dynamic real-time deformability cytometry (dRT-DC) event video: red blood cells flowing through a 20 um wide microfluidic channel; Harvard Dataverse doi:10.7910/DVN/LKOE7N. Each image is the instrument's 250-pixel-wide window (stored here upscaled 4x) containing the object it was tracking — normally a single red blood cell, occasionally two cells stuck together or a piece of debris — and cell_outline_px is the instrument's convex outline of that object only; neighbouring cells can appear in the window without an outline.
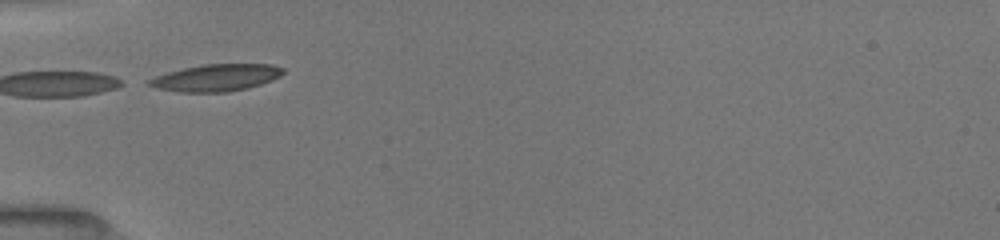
{"species": "common noctule bat (a hibernating species)", "species_latin": "Nyctalus noctula", "temperature_condition": "room temperature", "stored_images_in_passage": 18, "camera_frame_rate_fps": 3000, "um_per_image_px": 0.085, "animal": {"sex": "female", "body_mass_g": 19.5, "forearm_length_mm": 54.1}, "frame": {"image": 1, "passage_image": 7, "time_ms": 2.667, "image_size_px": [1000, 240], "cell_outline_px": [[284, 72], [280, 76], [272, 80], [260, 84], [228, 92], [180, 92], [156, 88], [148, 84], [148, 80], [156, 76], [168, 72], [184, 68], [204, 64], [272, 64], [284, 68]], "centroid_in_image_um": [18.39, 6.6], "position_along_channel_um": 66.6, "area_um2": 20.87}}
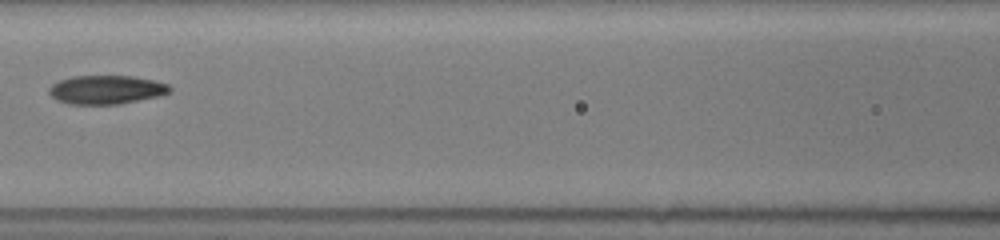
{"frame": {"image": 2, "passage_image": 12, "time_ms": 5.0, "image_size_px": [1000, 240], "cell_outline_px": [[172, 92], [160, 96], [120, 104], [68, 104], [56, 100], [48, 92], [48, 88], [52, 84], [60, 80], [72, 76], [132, 76], [152, 80], [168, 84], [172, 88]], "centroid_in_image_um": [9.04, 7.63], "position_along_channel_um": 157.6, "area_um2": 20.35}}
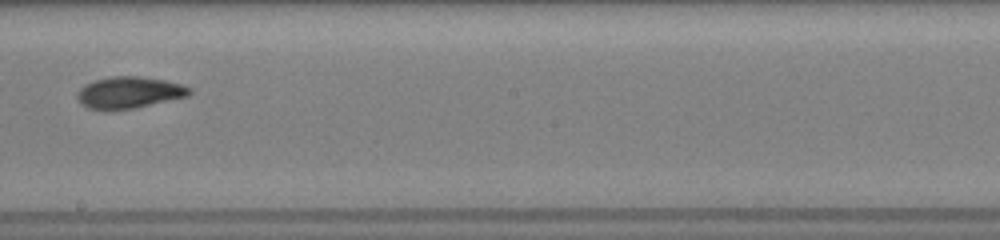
{"frame": {"image": 3, "passage_image": 15, "time_ms": 7.0, "image_size_px": [1000, 240], "cell_outline_px": [[192, 92], [188, 96], [136, 108], [104, 112], [88, 108], [80, 104], [76, 96], [76, 92], [84, 84], [96, 80], [112, 76], [136, 76], [164, 80], [180, 84], [192, 88]], "centroid_in_image_um": [10.92, 7.89], "position_along_channel_um": 237.3, "area_um2": 21.1}}